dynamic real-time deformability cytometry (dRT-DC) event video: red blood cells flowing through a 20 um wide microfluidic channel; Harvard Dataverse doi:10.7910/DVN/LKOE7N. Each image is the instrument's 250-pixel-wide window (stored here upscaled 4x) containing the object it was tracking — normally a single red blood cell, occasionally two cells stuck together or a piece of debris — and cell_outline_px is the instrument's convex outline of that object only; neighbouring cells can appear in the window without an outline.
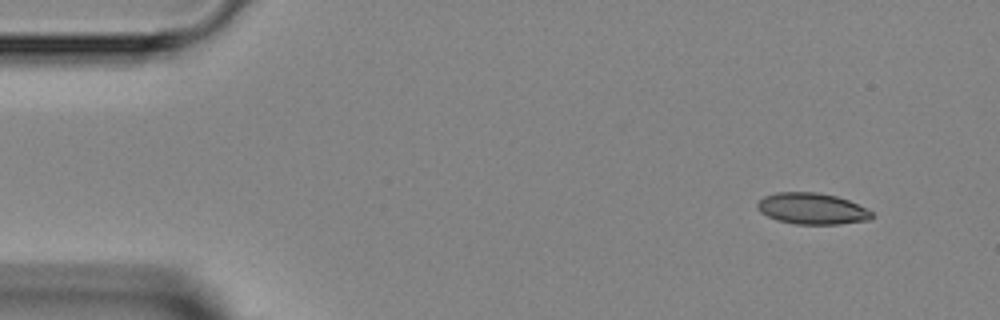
{"species": "Egyptian fruit bat (a non-hibernating species)", "species_latin": "Rousettus aegyptiacus", "temperature_condition": "room temperature", "stored_images_in_passage": 5, "camera_frame_rate_fps": 3000, "um_per_image_px": 0.085, "animal": {"sex": "female"}, "frame": {"image": 1, "passage_image": 1, "time_ms": 0.0, "image_size_px": [1000, 320], "cell_outline_px": [[876, 216], [868, 220], [840, 224], [796, 224], [776, 220], [760, 212], [756, 208], [756, 204], [764, 196], [776, 192], [816, 192], [836, 196], [848, 200], [872, 212]], "centroid_in_image_um": [69.0, 17.74], "position_along_channel_um": 16.0, "area_um2": 20.87}}
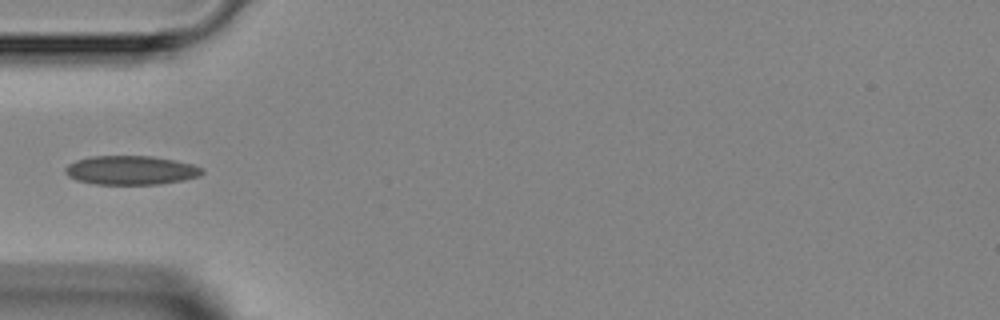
{"frame": {"image": 2, "passage_image": 4, "time_ms": 3.667, "image_size_px": [1000, 320], "cell_outline_px": [[204, 172], [200, 176], [184, 180], [160, 184], [96, 184], [76, 180], [68, 176], [64, 172], [64, 168], [68, 164], [76, 160], [92, 156], [152, 156], [192, 164], [204, 168]], "centroid_in_image_um": [11.12, 14.47], "position_along_channel_um": 73.9, "area_um2": 23.18}}
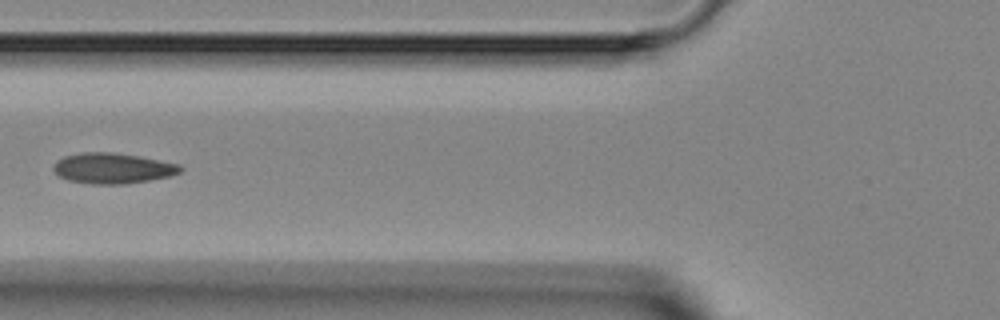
{"frame": {"image": 3, "passage_image": 5, "time_ms": 4.667, "image_size_px": [1000, 320], "cell_outline_px": [[184, 168], [180, 172], [168, 176], [148, 180], [124, 184], [88, 184], [68, 180], [60, 176], [52, 168], [64, 156], [80, 152], [112, 152], [140, 156], [180, 164]], "centroid_in_image_um": [9.6, 14.3], "position_along_channel_um": 116.2, "area_um2": 22.48}}